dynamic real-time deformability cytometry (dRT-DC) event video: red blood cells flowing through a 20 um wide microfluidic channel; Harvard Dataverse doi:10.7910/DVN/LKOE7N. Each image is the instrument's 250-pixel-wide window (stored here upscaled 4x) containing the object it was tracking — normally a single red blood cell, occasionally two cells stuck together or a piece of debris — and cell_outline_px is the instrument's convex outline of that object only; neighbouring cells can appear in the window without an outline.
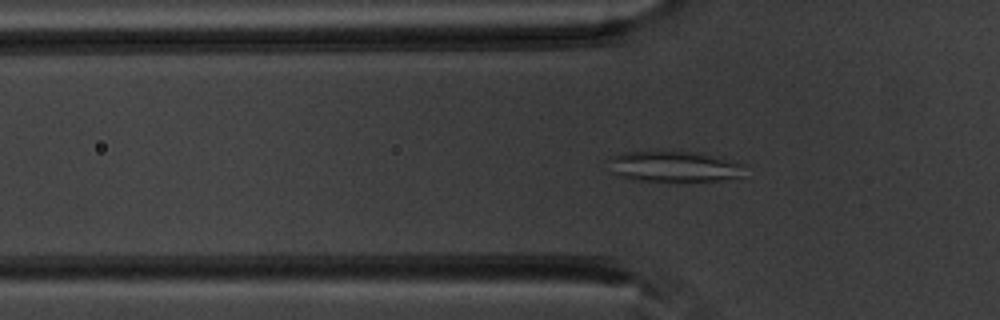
{"species": "common noctule bat (a hibernating species)", "species_latin": "Nyctalus noctula", "temperature_condition": "warm", "stored_images_in_passage": 54, "camera_frame_rate_fps": 3000, "um_per_image_px": 0.085, "animal": {"sex": "male", "body_mass_g": 20.1, "forearm_length_mm": 53.5}, "frame": {"image": 1, "passage_image": 18, "time_ms": 5.667, "image_size_px": [1000, 320], "cell_outline_px": [[748, 164], [744, 176], [720, 180], [676, 184], [632, 180], [620, 176], [612, 172], [612, 156], [624, 152], [680, 148], [704, 152], [720, 156]], "centroid_in_image_um": [57.44, 14.14], "position_along_channel_um": 68.4, "area_um2": 26.76}}
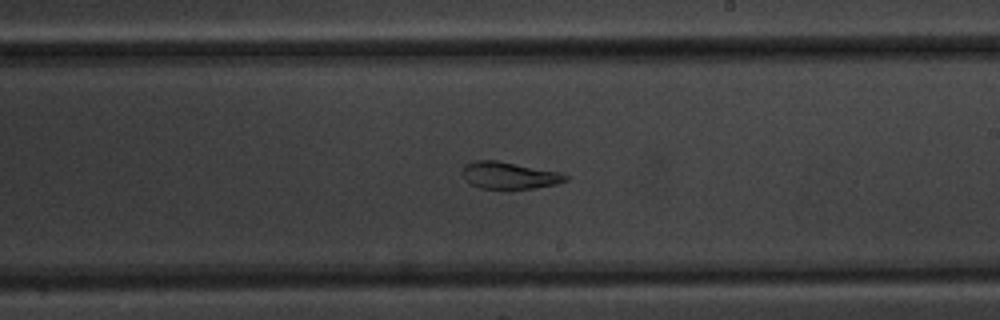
{"frame": {"image": 2, "passage_image": 32, "time_ms": 10.333, "image_size_px": [1000, 320], "cell_outline_px": [[572, 176], [568, 180], [556, 184], [536, 188], [480, 188], [464, 180], [460, 172], [464, 164], [476, 160], [496, 160], [560, 172]], "centroid_in_image_um": [43.28, 14.9], "position_along_channel_um": 245.7, "area_um2": 16.36}}
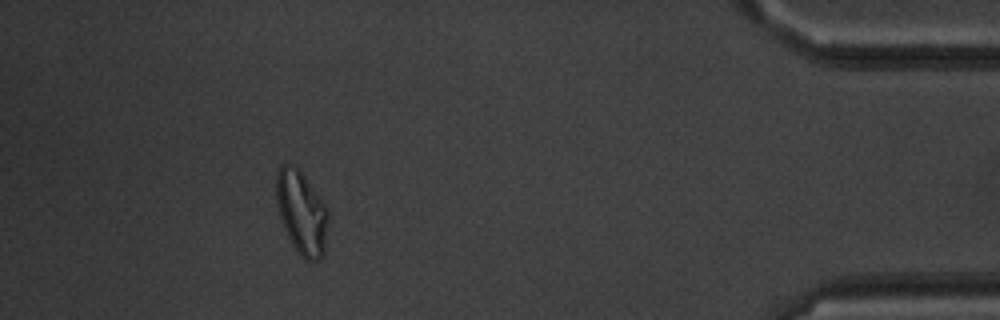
{"frame": {"image": 3, "passage_image": 49, "time_ms": 16.0, "image_size_px": [1000, 320], "cell_outline_px": [[328, 220], [324, 252], [316, 260], [304, 260], [300, 256], [292, 244], [284, 228], [276, 204], [276, 172], [284, 164], [292, 164], [304, 176], [328, 208]], "centroid_in_image_um": [25.63, 18.07], "position_along_channel_um": 409.6, "area_um2": 24.97}, "authors_computed_cell_mechanics": {"area_um2": 23.8714, "velocity_mm_per_s": 3.8023, "shape_relaxation_time_tau1_ms": null, "shape_relaxation_time_tau2_ms": 5.0813, "deformation_change_tau1": null, "deformation_change_tau2": 0.1036}}